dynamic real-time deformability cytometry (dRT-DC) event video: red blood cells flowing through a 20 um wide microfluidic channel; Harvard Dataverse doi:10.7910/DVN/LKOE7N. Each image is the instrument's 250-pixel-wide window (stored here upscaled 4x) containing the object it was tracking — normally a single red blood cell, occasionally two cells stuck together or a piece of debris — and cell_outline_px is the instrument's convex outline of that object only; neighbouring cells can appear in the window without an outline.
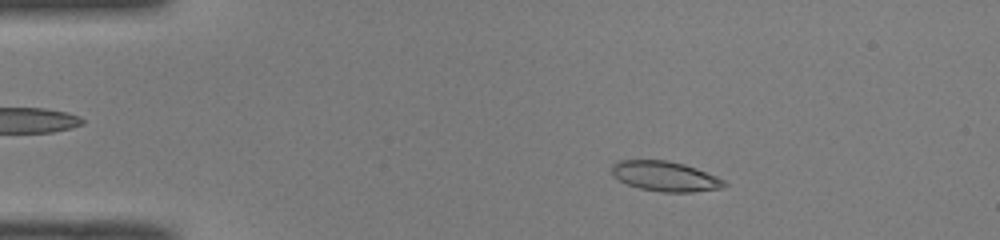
{"species": "common noctule bat (a hibernating species)", "species_latin": "Nyctalus noctula", "temperature_condition": "room temperature", "stored_images_in_passage": 49, "camera_frame_rate_fps": 3000, "um_per_image_px": 0.085, "animal": {"sex": "male", "body_mass_g": 19.0, "forearm_length_mm": 50.8}, "frame": {"image": 1, "passage_image": 8, "time_ms": 2.333, "image_size_px": [1000, 240], "cell_outline_px": [[728, 184], [724, 188], [692, 192], [660, 192], [640, 188], [628, 184], [620, 180], [612, 172], [612, 164], [620, 160], [664, 160], [684, 164], [696, 168], [716, 176], [724, 180]], "centroid_in_image_um": [56.58, 14.99], "position_along_channel_um": 28.4, "area_um2": 19.54}}
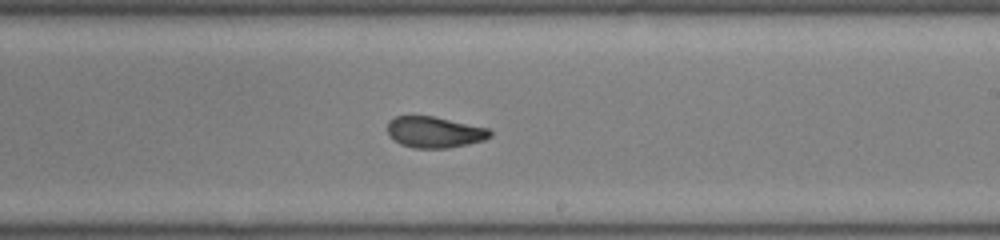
{"frame": {"image": 2, "passage_image": 29, "time_ms": 9.333, "image_size_px": [1000, 240], "cell_outline_px": [[492, 136], [484, 140], [448, 148], [416, 148], [400, 144], [388, 136], [388, 120], [396, 116], [432, 116], [488, 128], [492, 132]], "centroid_in_image_um": [36.91, 11.23], "position_along_channel_um": 252.1, "area_um2": 18.55}}
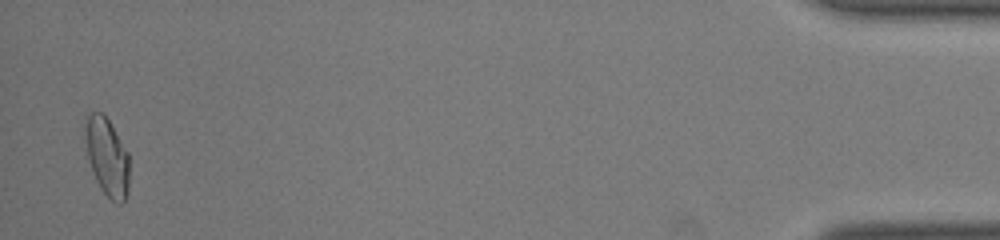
{"frame": {"image": 3, "passage_image": 48, "time_ms": 15.667, "image_size_px": [1000, 240], "cell_outline_px": [[128, 192], [124, 200], [120, 204], [116, 204], [100, 188], [96, 180], [88, 156], [88, 116], [92, 112], [104, 112], [128, 152]], "centroid_in_image_um": [9.17, 13.38], "position_along_channel_um": 426.0, "area_um2": 19.19}, "authors_computed_cell_mechanics": {"area_um2": 19.4786, "velocity_mm_per_s": 4.0961, "shape_relaxation_time_tau1_ms": null, "shape_relaxation_time_tau2_ms": 1.4006, "deformation_change_tau1": null, "deformation_change_tau2": 0.0711}}